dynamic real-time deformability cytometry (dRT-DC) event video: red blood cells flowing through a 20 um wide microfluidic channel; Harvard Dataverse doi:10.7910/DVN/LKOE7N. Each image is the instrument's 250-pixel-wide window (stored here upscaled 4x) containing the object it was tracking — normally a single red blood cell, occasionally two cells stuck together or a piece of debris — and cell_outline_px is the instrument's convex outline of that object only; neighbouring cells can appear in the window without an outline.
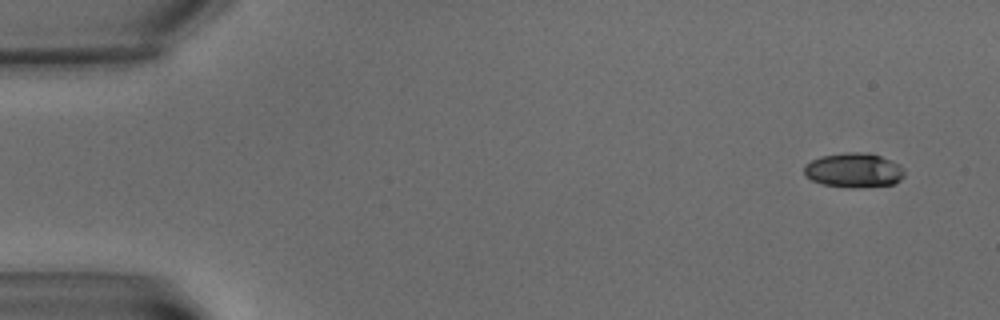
{"species": "common noctule bat (a hibernating species)", "species_latin": "Nyctalus noctula", "temperature_condition": "warm", "stored_images_in_passage": 5, "camera_frame_rate_fps": 3000, "um_per_image_px": 0.085, "animal": {"sex": "male", "body_mass_g": 15.6}, "frame": {"image": 1, "passage_image": 1, "time_ms": 0.0, "image_size_px": [1000, 320], "cell_outline_px": [[904, 176], [900, 180], [892, 184], [860, 188], [848, 188], [824, 184], [812, 180], [804, 176], [804, 164], [820, 156], [844, 152], [868, 152], [880, 156], [900, 164], [904, 168]], "centroid_in_image_um": [72.57, 14.47], "position_along_channel_um": 12.4, "area_um2": 20.46}}
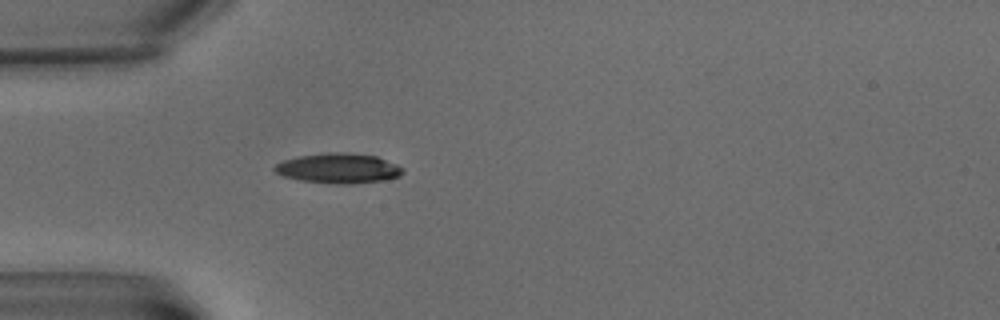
{"frame": {"image": 2, "passage_image": 5, "time_ms": 5.667, "image_size_px": [1000, 320], "cell_outline_px": [[404, 172], [400, 176], [384, 180], [352, 184], [336, 184], [300, 180], [284, 176], [276, 172], [272, 168], [276, 164], [284, 160], [300, 156], [328, 152], [344, 152], [376, 156], [396, 164], [404, 168]], "centroid_in_image_um": [28.79, 14.31], "position_along_channel_um": 56.2, "area_um2": 22.37}}